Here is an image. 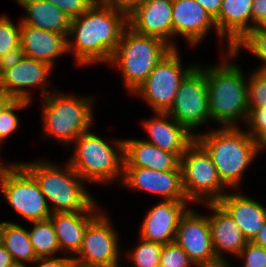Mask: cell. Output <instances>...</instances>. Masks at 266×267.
<instances>
[{
	"mask_svg": "<svg viewBox=\"0 0 266 267\" xmlns=\"http://www.w3.org/2000/svg\"><path fill=\"white\" fill-rule=\"evenodd\" d=\"M249 126L247 132L254 140L266 130V106L249 107L245 122Z\"/></svg>",
	"mask_w": 266,
	"mask_h": 267,
	"instance_id": "8d00e7d4",
	"label": "cell"
},
{
	"mask_svg": "<svg viewBox=\"0 0 266 267\" xmlns=\"http://www.w3.org/2000/svg\"><path fill=\"white\" fill-rule=\"evenodd\" d=\"M5 166L1 163L0 164V173H1V171H2V169L4 168Z\"/></svg>",
	"mask_w": 266,
	"mask_h": 267,
	"instance_id": "681fc988",
	"label": "cell"
},
{
	"mask_svg": "<svg viewBox=\"0 0 266 267\" xmlns=\"http://www.w3.org/2000/svg\"><path fill=\"white\" fill-rule=\"evenodd\" d=\"M239 226L247 241H252L266 222V208L240 193H226L217 202Z\"/></svg>",
	"mask_w": 266,
	"mask_h": 267,
	"instance_id": "603a6c76",
	"label": "cell"
},
{
	"mask_svg": "<svg viewBox=\"0 0 266 267\" xmlns=\"http://www.w3.org/2000/svg\"><path fill=\"white\" fill-rule=\"evenodd\" d=\"M203 204L213 213L208 216V222L216 258H225L224 251L237 257L248 242L239 226L217 202Z\"/></svg>",
	"mask_w": 266,
	"mask_h": 267,
	"instance_id": "ffe728a7",
	"label": "cell"
},
{
	"mask_svg": "<svg viewBox=\"0 0 266 267\" xmlns=\"http://www.w3.org/2000/svg\"><path fill=\"white\" fill-rule=\"evenodd\" d=\"M242 47L262 60L263 65L259 66L257 71L266 72V27H256L249 30L233 46L232 52L237 56Z\"/></svg>",
	"mask_w": 266,
	"mask_h": 267,
	"instance_id": "f1b7e54d",
	"label": "cell"
},
{
	"mask_svg": "<svg viewBox=\"0 0 266 267\" xmlns=\"http://www.w3.org/2000/svg\"><path fill=\"white\" fill-rule=\"evenodd\" d=\"M247 80L249 107L266 106V72L255 70Z\"/></svg>",
	"mask_w": 266,
	"mask_h": 267,
	"instance_id": "d6a6232c",
	"label": "cell"
},
{
	"mask_svg": "<svg viewBox=\"0 0 266 267\" xmlns=\"http://www.w3.org/2000/svg\"><path fill=\"white\" fill-rule=\"evenodd\" d=\"M178 49L173 48L133 93L144 98L155 112H167L178 88L196 65L182 68Z\"/></svg>",
	"mask_w": 266,
	"mask_h": 267,
	"instance_id": "30bf717a",
	"label": "cell"
},
{
	"mask_svg": "<svg viewBox=\"0 0 266 267\" xmlns=\"http://www.w3.org/2000/svg\"><path fill=\"white\" fill-rule=\"evenodd\" d=\"M127 26L125 12L97 0L87 11L71 19L67 51L74 53L76 63L81 66L109 63Z\"/></svg>",
	"mask_w": 266,
	"mask_h": 267,
	"instance_id": "6da1fadb",
	"label": "cell"
},
{
	"mask_svg": "<svg viewBox=\"0 0 266 267\" xmlns=\"http://www.w3.org/2000/svg\"><path fill=\"white\" fill-rule=\"evenodd\" d=\"M167 113L191 133L210 119L205 72L197 65L181 82Z\"/></svg>",
	"mask_w": 266,
	"mask_h": 267,
	"instance_id": "7c38bea8",
	"label": "cell"
},
{
	"mask_svg": "<svg viewBox=\"0 0 266 267\" xmlns=\"http://www.w3.org/2000/svg\"><path fill=\"white\" fill-rule=\"evenodd\" d=\"M172 49L162 39L127 26L108 64L120 67L126 89L133 94Z\"/></svg>",
	"mask_w": 266,
	"mask_h": 267,
	"instance_id": "5b68a950",
	"label": "cell"
},
{
	"mask_svg": "<svg viewBox=\"0 0 266 267\" xmlns=\"http://www.w3.org/2000/svg\"><path fill=\"white\" fill-rule=\"evenodd\" d=\"M188 254L176 243L163 245L159 267H191Z\"/></svg>",
	"mask_w": 266,
	"mask_h": 267,
	"instance_id": "836d02e7",
	"label": "cell"
},
{
	"mask_svg": "<svg viewBox=\"0 0 266 267\" xmlns=\"http://www.w3.org/2000/svg\"><path fill=\"white\" fill-rule=\"evenodd\" d=\"M21 46L25 56L46 62L54 67V60L67 51V35L43 30L20 22Z\"/></svg>",
	"mask_w": 266,
	"mask_h": 267,
	"instance_id": "7402d4cb",
	"label": "cell"
},
{
	"mask_svg": "<svg viewBox=\"0 0 266 267\" xmlns=\"http://www.w3.org/2000/svg\"><path fill=\"white\" fill-rule=\"evenodd\" d=\"M195 265V267H230L228 260L223 258H216L212 261H208V262H198V263H193V266Z\"/></svg>",
	"mask_w": 266,
	"mask_h": 267,
	"instance_id": "7bdbcfd3",
	"label": "cell"
},
{
	"mask_svg": "<svg viewBox=\"0 0 266 267\" xmlns=\"http://www.w3.org/2000/svg\"><path fill=\"white\" fill-rule=\"evenodd\" d=\"M97 211L52 213L49 217L61 251L76 254L82 244L87 225L99 214Z\"/></svg>",
	"mask_w": 266,
	"mask_h": 267,
	"instance_id": "d4e9b609",
	"label": "cell"
},
{
	"mask_svg": "<svg viewBox=\"0 0 266 267\" xmlns=\"http://www.w3.org/2000/svg\"><path fill=\"white\" fill-rule=\"evenodd\" d=\"M16 2H18L19 4L23 1V0H15Z\"/></svg>",
	"mask_w": 266,
	"mask_h": 267,
	"instance_id": "f907efd6",
	"label": "cell"
},
{
	"mask_svg": "<svg viewBox=\"0 0 266 267\" xmlns=\"http://www.w3.org/2000/svg\"><path fill=\"white\" fill-rule=\"evenodd\" d=\"M175 242L193 263L216 259L208 215L201 216L194 210L187 209L179 221Z\"/></svg>",
	"mask_w": 266,
	"mask_h": 267,
	"instance_id": "9a60e30c",
	"label": "cell"
},
{
	"mask_svg": "<svg viewBox=\"0 0 266 267\" xmlns=\"http://www.w3.org/2000/svg\"><path fill=\"white\" fill-rule=\"evenodd\" d=\"M21 46V27H18L8 16L0 17V57L6 55L10 50Z\"/></svg>",
	"mask_w": 266,
	"mask_h": 267,
	"instance_id": "1f68e13d",
	"label": "cell"
},
{
	"mask_svg": "<svg viewBox=\"0 0 266 267\" xmlns=\"http://www.w3.org/2000/svg\"><path fill=\"white\" fill-rule=\"evenodd\" d=\"M25 54L22 46L10 50L6 55L0 57V75L7 69L12 68L19 63Z\"/></svg>",
	"mask_w": 266,
	"mask_h": 267,
	"instance_id": "74e56055",
	"label": "cell"
},
{
	"mask_svg": "<svg viewBox=\"0 0 266 267\" xmlns=\"http://www.w3.org/2000/svg\"><path fill=\"white\" fill-rule=\"evenodd\" d=\"M0 187L9 205L29 222L49 219L52 214L39 184L20 163L2 169Z\"/></svg>",
	"mask_w": 266,
	"mask_h": 267,
	"instance_id": "9c48e42d",
	"label": "cell"
},
{
	"mask_svg": "<svg viewBox=\"0 0 266 267\" xmlns=\"http://www.w3.org/2000/svg\"><path fill=\"white\" fill-rule=\"evenodd\" d=\"M43 99L44 136L70 145L93 125L94 98L49 93Z\"/></svg>",
	"mask_w": 266,
	"mask_h": 267,
	"instance_id": "52a82bcc",
	"label": "cell"
},
{
	"mask_svg": "<svg viewBox=\"0 0 266 267\" xmlns=\"http://www.w3.org/2000/svg\"><path fill=\"white\" fill-rule=\"evenodd\" d=\"M12 100L13 98L2 88H0V111L5 108Z\"/></svg>",
	"mask_w": 266,
	"mask_h": 267,
	"instance_id": "bcb514c9",
	"label": "cell"
},
{
	"mask_svg": "<svg viewBox=\"0 0 266 267\" xmlns=\"http://www.w3.org/2000/svg\"><path fill=\"white\" fill-rule=\"evenodd\" d=\"M155 113V118L143 121L144 128L151 138L144 141L181 157L195 141L196 134L175 121L167 112Z\"/></svg>",
	"mask_w": 266,
	"mask_h": 267,
	"instance_id": "d6986e66",
	"label": "cell"
},
{
	"mask_svg": "<svg viewBox=\"0 0 266 267\" xmlns=\"http://www.w3.org/2000/svg\"><path fill=\"white\" fill-rule=\"evenodd\" d=\"M33 263L35 267H74V262L71 257H38Z\"/></svg>",
	"mask_w": 266,
	"mask_h": 267,
	"instance_id": "f35d334b",
	"label": "cell"
},
{
	"mask_svg": "<svg viewBox=\"0 0 266 267\" xmlns=\"http://www.w3.org/2000/svg\"><path fill=\"white\" fill-rule=\"evenodd\" d=\"M226 56L222 64L201 69L206 75L212 122L220 124L219 127H236L235 123L241 119L246 122L248 116L247 81L240 66L226 60L236 55L229 51Z\"/></svg>",
	"mask_w": 266,
	"mask_h": 267,
	"instance_id": "7a4b0ae2",
	"label": "cell"
},
{
	"mask_svg": "<svg viewBox=\"0 0 266 267\" xmlns=\"http://www.w3.org/2000/svg\"><path fill=\"white\" fill-rule=\"evenodd\" d=\"M189 200H164L153 206L141 225L140 238L161 245L175 242L182 215Z\"/></svg>",
	"mask_w": 266,
	"mask_h": 267,
	"instance_id": "e0dca14e",
	"label": "cell"
},
{
	"mask_svg": "<svg viewBox=\"0 0 266 267\" xmlns=\"http://www.w3.org/2000/svg\"><path fill=\"white\" fill-rule=\"evenodd\" d=\"M20 6L27 13L20 22L43 30L68 35L71 19L47 0H23Z\"/></svg>",
	"mask_w": 266,
	"mask_h": 267,
	"instance_id": "484cf974",
	"label": "cell"
},
{
	"mask_svg": "<svg viewBox=\"0 0 266 267\" xmlns=\"http://www.w3.org/2000/svg\"><path fill=\"white\" fill-rule=\"evenodd\" d=\"M119 237L106 213H99L85 229L74 267H120ZM78 255V256H77Z\"/></svg>",
	"mask_w": 266,
	"mask_h": 267,
	"instance_id": "8fae6325",
	"label": "cell"
},
{
	"mask_svg": "<svg viewBox=\"0 0 266 267\" xmlns=\"http://www.w3.org/2000/svg\"><path fill=\"white\" fill-rule=\"evenodd\" d=\"M128 26L135 32L162 39L176 48L173 38L172 0H145L128 14Z\"/></svg>",
	"mask_w": 266,
	"mask_h": 267,
	"instance_id": "2e32d148",
	"label": "cell"
},
{
	"mask_svg": "<svg viewBox=\"0 0 266 267\" xmlns=\"http://www.w3.org/2000/svg\"><path fill=\"white\" fill-rule=\"evenodd\" d=\"M244 259L243 267H266V249L248 241L237 256Z\"/></svg>",
	"mask_w": 266,
	"mask_h": 267,
	"instance_id": "e575fe53",
	"label": "cell"
},
{
	"mask_svg": "<svg viewBox=\"0 0 266 267\" xmlns=\"http://www.w3.org/2000/svg\"><path fill=\"white\" fill-rule=\"evenodd\" d=\"M124 167H140L158 171L181 169L177 154L162 150L139 139H125Z\"/></svg>",
	"mask_w": 266,
	"mask_h": 267,
	"instance_id": "cb8c5ba5",
	"label": "cell"
},
{
	"mask_svg": "<svg viewBox=\"0 0 266 267\" xmlns=\"http://www.w3.org/2000/svg\"><path fill=\"white\" fill-rule=\"evenodd\" d=\"M9 267H28V265L23 264V263H13L11 266Z\"/></svg>",
	"mask_w": 266,
	"mask_h": 267,
	"instance_id": "c3c4849f",
	"label": "cell"
},
{
	"mask_svg": "<svg viewBox=\"0 0 266 267\" xmlns=\"http://www.w3.org/2000/svg\"><path fill=\"white\" fill-rule=\"evenodd\" d=\"M0 242L10 253L14 263L33 262L38 258L30 241L28 230L13 222H1Z\"/></svg>",
	"mask_w": 266,
	"mask_h": 267,
	"instance_id": "4316f807",
	"label": "cell"
},
{
	"mask_svg": "<svg viewBox=\"0 0 266 267\" xmlns=\"http://www.w3.org/2000/svg\"><path fill=\"white\" fill-rule=\"evenodd\" d=\"M53 69L46 62L35 60L24 56V58L12 68L5 70L0 75V88H2L13 99L31 101V93L24 87L39 86L42 96L45 97L47 91L45 85L49 82L50 71Z\"/></svg>",
	"mask_w": 266,
	"mask_h": 267,
	"instance_id": "5bb4252c",
	"label": "cell"
},
{
	"mask_svg": "<svg viewBox=\"0 0 266 267\" xmlns=\"http://www.w3.org/2000/svg\"><path fill=\"white\" fill-rule=\"evenodd\" d=\"M251 7L253 29L266 27V0H253Z\"/></svg>",
	"mask_w": 266,
	"mask_h": 267,
	"instance_id": "ab89813d",
	"label": "cell"
},
{
	"mask_svg": "<svg viewBox=\"0 0 266 267\" xmlns=\"http://www.w3.org/2000/svg\"><path fill=\"white\" fill-rule=\"evenodd\" d=\"M30 223L34 226L32 230H28V233L37 257H53L56 253L61 252L50 219Z\"/></svg>",
	"mask_w": 266,
	"mask_h": 267,
	"instance_id": "83f0119b",
	"label": "cell"
},
{
	"mask_svg": "<svg viewBox=\"0 0 266 267\" xmlns=\"http://www.w3.org/2000/svg\"><path fill=\"white\" fill-rule=\"evenodd\" d=\"M255 143L258 152L266 148V130H264L256 139Z\"/></svg>",
	"mask_w": 266,
	"mask_h": 267,
	"instance_id": "7dc6e473",
	"label": "cell"
},
{
	"mask_svg": "<svg viewBox=\"0 0 266 267\" xmlns=\"http://www.w3.org/2000/svg\"><path fill=\"white\" fill-rule=\"evenodd\" d=\"M253 0H222L218 16L214 19L219 39H227L228 50L251 29ZM228 36L226 38V36Z\"/></svg>",
	"mask_w": 266,
	"mask_h": 267,
	"instance_id": "44dd1931",
	"label": "cell"
},
{
	"mask_svg": "<svg viewBox=\"0 0 266 267\" xmlns=\"http://www.w3.org/2000/svg\"><path fill=\"white\" fill-rule=\"evenodd\" d=\"M20 164L39 184L51 213L98 211V203L85 190L84 180L69 163L65 170L46 160Z\"/></svg>",
	"mask_w": 266,
	"mask_h": 267,
	"instance_id": "277c9868",
	"label": "cell"
},
{
	"mask_svg": "<svg viewBox=\"0 0 266 267\" xmlns=\"http://www.w3.org/2000/svg\"><path fill=\"white\" fill-rule=\"evenodd\" d=\"M63 11L70 19L87 11L97 0H47Z\"/></svg>",
	"mask_w": 266,
	"mask_h": 267,
	"instance_id": "d590c367",
	"label": "cell"
},
{
	"mask_svg": "<svg viewBox=\"0 0 266 267\" xmlns=\"http://www.w3.org/2000/svg\"><path fill=\"white\" fill-rule=\"evenodd\" d=\"M219 128L198 133L195 140L210 155L223 184L232 190L240 186L242 175L258 150L255 140L238 126Z\"/></svg>",
	"mask_w": 266,
	"mask_h": 267,
	"instance_id": "3957f363",
	"label": "cell"
},
{
	"mask_svg": "<svg viewBox=\"0 0 266 267\" xmlns=\"http://www.w3.org/2000/svg\"><path fill=\"white\" fill-rule=\"evenodd\" d=\"M123 140H114L112 148L105 140L90 132L82 133L74 142V155L68 163L86 182L107 184L121 176L124 169Z\"/></svg>",
	"mask_w": 266,
	"mask_h": 267,
	"instance_id": "8992f818",
	"label": "cell"
},
{
	"mask_svg": "<svg viewBox=\"0 0 266 267\" xmlns=\"http://www.w3.org/2000/svg\"><path fill=\"white\" fill-rule=\"evenodd\" d=\"M121 186L158 194L164 200H188L182 185L181 169L166 171L124 167Z\"/></svg>",
	"mask_w": 266,
	"mask_h": 267,
	"instance_id": "4fadbf2b",
	"label": "cell"
},
{
	"mask_svg": "<svg viewBox=\"0 0 266 267\" xmlns=\"http://www.w3.org/2000/svg\"><path fill=\"white\" fill-rule=\"evenodd\" d=\"M13 263L10 253L0 242V267H9Z\"/></svg>",
	"mask_w": 266,
	"mask_h": 267,
	"instance_id": "ee69618b",
	"label": "cell"
},
{
	"mask_svg": "<svg viewBox=\"0 0 266 267\" xmlns=\"http://www.w3.org/2000/svg\"><path fill=\"white\" fill-rule=\"evenodd\" d=\"M252 242L266 249V222L260 229L258 234L255 236V238L252 240Z\"/></svg>",
	"mask_w": 266,
	"mask_h": 267,
	"instance_id": "f6af8a7d",
	"label": "cell"
},
{
	"mask_svg": "<svg viewBox=\"0 0 266 267\" xmlns=\"http://www.w3.org/2000/svg\"><path fill=\"white\" fill-rule=\"evenodd\" d=\"M99 1L105 5L121 10L128 15L145 0H99Z\"/></svg>",
	"mask_w": 266,
	"mask_h": 267,
	"instance_id": "60d3db41",
	"label": "cell"
},
{
	"mask_svg": "<svg viewBox=\"0 0 266 267\" xmlns=\"http://www.w3.org/2000/svg\"><path fill=\"white\" fill-rule=\"evenodd\" d=\"M215 19L221 7L222 0H196Z\"/></svg>",
	"mask_w": 266,
	"mask_h": 267,
	"instance_id": "b9f144b4",
	"label": "cell"
},
{
	"mask_svg": "<svg viewBox=\"0 0 266 267\" xmlns=\"http://www.w3.org/2000/svg\"><path fill=\"white\" fill-rule=\"evenodd\" d=\"M31 102L22 99H13L0 111V145L4 139L19 128V119L15 110L26 108Z\"/></svg>",
	"mask_w": 266,
	"mask_h": 267,
	"instance_id": "4dcf8cb0",
	"label": "cell"
},
{
	"mask_svg": "<svg viewBox=\"0 0 266 267\" xmlns=\"http://www.w3.org/2000/svg\"><path fill=\"white\" fill-rule=\"evenodd\" d=\"M182 185L190 202L215 203L227 188L207 151L195 140L180 157Z\"/></svg>",
	"mask_w": 266,
	"mask_h": 267,
	"instance_id": "ba28073f",
	"label": "cell"
},
{
	"mask_svg": "<svg viewBox=\"0 0 266 267\" xmlns=\"http://www.w3.org/2000/svg\"><path fill=\"white\" fill-rule=\"evenodd\" d=\"M173 37L181 35L195 47L216 25L212 16L196 0H172Z\"/></svg>",
	"mask_w": 266,
	"mask_h": 267,
	"instance_id": "ac0fdd59",
	"label": "cell"
},
{
	"mask_svg": "<svg viewBox=\"0 0 266 267\" xmlns=\"http://www.w3.org/2000/svg\"><path fill=\"white\" fill-rule=\"evenodd\" d=\"M139 245L129 254L131 267H159L163 245L140 239Z\"/></svg>",
	"mask_w": 266,
	"mask_h": 267,
	"instance_id": "f546056e",
	"label": "cell"
}]
</instances>
